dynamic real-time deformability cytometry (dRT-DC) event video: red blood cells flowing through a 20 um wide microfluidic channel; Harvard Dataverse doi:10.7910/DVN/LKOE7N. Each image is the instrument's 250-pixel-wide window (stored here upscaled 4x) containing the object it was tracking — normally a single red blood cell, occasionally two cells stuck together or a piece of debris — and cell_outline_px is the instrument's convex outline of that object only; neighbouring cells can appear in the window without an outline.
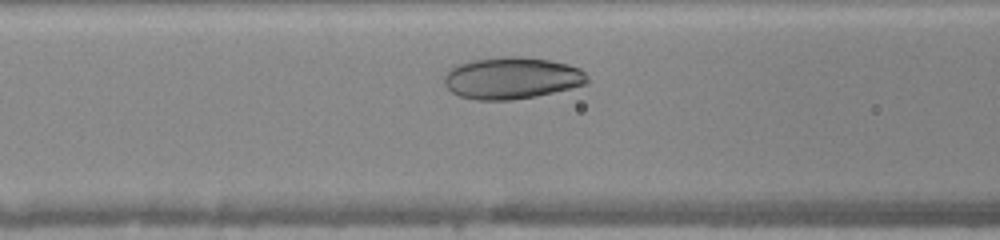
{"species": "human", "species_latin": "Homo sapiens", "temperature_condition": "warm", "stored_images_in_passage": 28, "camera_frame_rate_fps": 3000, "um_per_image_px": 0.085, "donor": {"sex": "female"}, "frame": {"image": 1, "passage_image": 7, "time_ms": 2.0, "image_size_px": [1000, 240], "cell_outline_px": [[588, 84], [536, 96], [512, 100], [476, 100], [460, 96], [452, 92], [444, 84], [444, 76], [452, 68], [460, 64], [472, 60], [504, 56], [516, 56], [548, 60], [568, 64], [580, 68], [588, 76]], "centroid_in_image_um": [43.52, 6.64], "position_along_channel_um": 123.1, "area_um2": 34.8}}
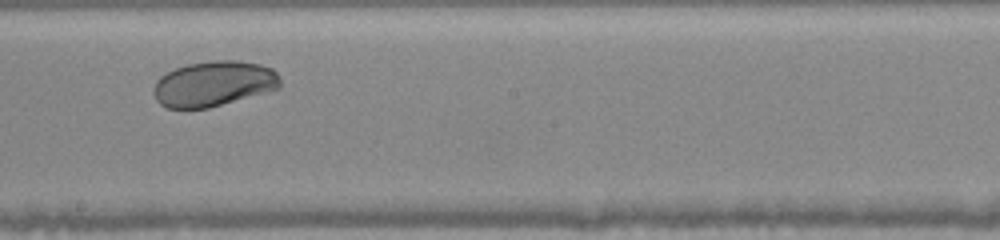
{"frame": {"image": 2, "passage_image": 15, "time_ms": 4.667, "image_size_px": [1000, 240], "cell_outline_px": [[280, 88], [208, 108], [168, 108], [160, 104], [156, 100], [152, 92], [152, 88], [156, 80], [160, 76], [176, 68], [188, 64], [212, 60], [240, 60], [260, 64], [272, 68], [276, 72], [280, 80]], "centroid_in_image_um": [18.14, 7.11], "position_along_channel_um": 230.1, "area_um2": 33.52}}
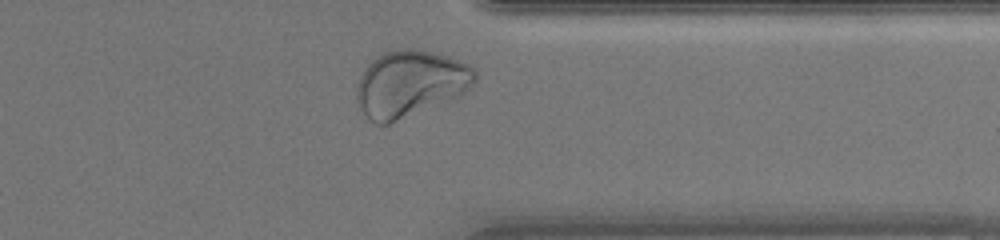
{"frame": {"image": 3, "passage_image": 26, "time_ms": 8.333, "image_size_px": [1000, 240], "cell_outline_px": [[476, 80], [464, 96], [388, 124], [376, 124], [364, 112], [356, 100], [356, 88], [360, 76], [364, 68], [376, 56], [384, 52], [404, 48], [416, 48], [448, 56], [468, 64], [476, 68]], "centroid_in_image_um": [34.92, 7.1], "position_along_channel_um": 376.5, "area_um2": 46.3}, "authors_computed_cell_mechanics": {"area_um2": 34.5355, "velocity_mm_per_s": 4.0195, "shape_relaxation_time_tau1_ms": 2.1933, "shape_relaxation_time_tau2_ms": null, "deformation_change_tau1": 0.0857, "deformation_change_tau2": null}}